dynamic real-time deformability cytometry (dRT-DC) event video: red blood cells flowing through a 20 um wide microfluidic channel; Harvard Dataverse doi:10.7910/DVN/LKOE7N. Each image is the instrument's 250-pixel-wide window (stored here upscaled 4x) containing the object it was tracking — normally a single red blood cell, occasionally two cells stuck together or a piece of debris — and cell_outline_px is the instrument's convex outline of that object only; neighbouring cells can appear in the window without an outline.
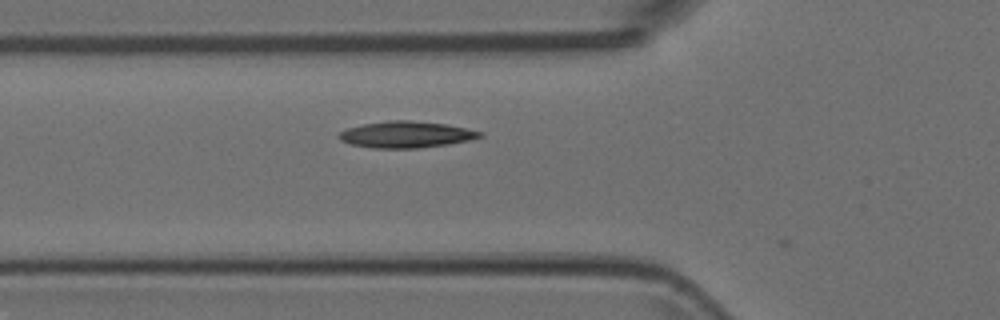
{"species": "Egyptian fruit bat (a non-hibernating species)", "species_latin": "Rousettus aegyptiacus", "temperature_condition": "room temperature", "stored_images_in_passage": 5, "camera_frame_rate_fps": 3000, "um_per_image_px": 0.085, "animal": {"sex": "female"}, "frame": {"image": 1, "passage_image": 5, "time_ms": 1.333, "image_size_px": [1000, 320], "cell_outline_px": [[484, 136], [468, 140], [448, 144], [416, 148], [372, 148], [352, 144], [340, 140], [336, 136], [340, 132], [348, 128], [364, 124], [388, 120], [408, 120], [448, 124], [468, 128], [484, 132]], "centroid_in_image_um": [34.55, 11.43], "position_along_channel_um": 91.3, "area_um2": 21.73}}